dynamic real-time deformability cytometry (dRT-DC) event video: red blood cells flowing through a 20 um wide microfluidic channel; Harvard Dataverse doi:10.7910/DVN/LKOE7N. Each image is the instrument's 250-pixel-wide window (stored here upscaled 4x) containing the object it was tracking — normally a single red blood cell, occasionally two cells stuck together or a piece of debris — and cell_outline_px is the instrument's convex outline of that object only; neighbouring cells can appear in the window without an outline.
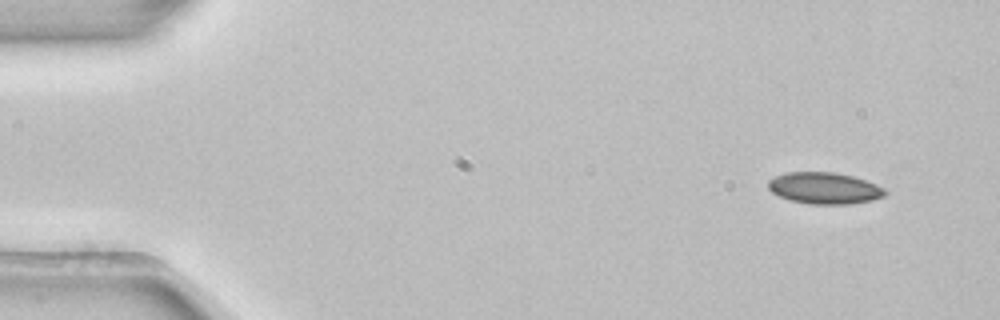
{"species": "common noctule bat (a hibernating species)", "species_latin": "Nyctalus noctula", "temperature_condition": "room temperature", "stored_images_in_passage": 3, "camera_frame_rate_fps": 3000, "um_per_image_px": 0.085, "animal": {"sex": "female", "body_mass_g": 22.7, "forearm_length_mm": 54.2}, "frame": {"image": 1, "passage_image": 1, "time_ms": 0.0, "image_size_px": [1000, 320], "cell_outline_px": [[888, 192], [884, 196], [872, 200], [848, 204], [812, 204], [788, 200], [772, 192], [768, 188], [768, 180], [776, 176], [788, 172], [836, 172], [852, 176], [876, 184], [884, 188]], "centroid_in_image_um": [70.07, 15.99], "position_along_channel_um": 14.9, "area_um2": 21.44}}